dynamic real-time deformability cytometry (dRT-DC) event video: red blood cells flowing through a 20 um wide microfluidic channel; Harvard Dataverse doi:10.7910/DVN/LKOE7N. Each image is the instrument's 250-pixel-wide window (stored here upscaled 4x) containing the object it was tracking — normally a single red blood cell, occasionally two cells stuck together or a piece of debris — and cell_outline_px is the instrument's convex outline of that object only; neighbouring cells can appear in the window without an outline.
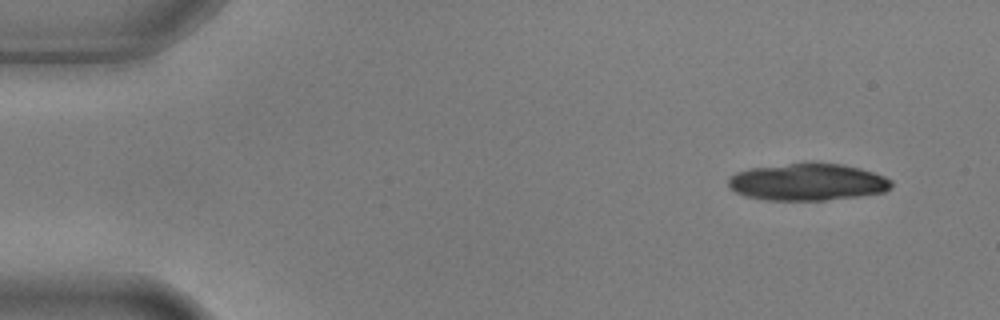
{"species": "common noctule bat (a hibernating species)", "species_latin": "Nyctalus noctula", "temperature_condition": "warm", "stored_images_in_passage": 6, "camera_frame_rate_fps": 3000, "um_per_image_px": 0.085, "animal": {"sex": "male", "body_mass_g": 17.9, "forearm_length_mm": 54.2}, "frame": {"image": 1, "passage_image": 1, "time_ms": 0.0, "image_size_px": [1000, 320], "cell_outline_px": [[892, 188], [884, 192], [860, 196], [824, 200], [764, 200], [744, 196], [736, 192], [728, 184], [728, 176], [736, 172], [748, 168], [812, 160], [844, 164], [860, 168], [884, 176], [892, 180]], "centroid_in_image_um": [68.64, 15.44], "position_along_channel_um": 16.4, "area_um2": 36.13}}